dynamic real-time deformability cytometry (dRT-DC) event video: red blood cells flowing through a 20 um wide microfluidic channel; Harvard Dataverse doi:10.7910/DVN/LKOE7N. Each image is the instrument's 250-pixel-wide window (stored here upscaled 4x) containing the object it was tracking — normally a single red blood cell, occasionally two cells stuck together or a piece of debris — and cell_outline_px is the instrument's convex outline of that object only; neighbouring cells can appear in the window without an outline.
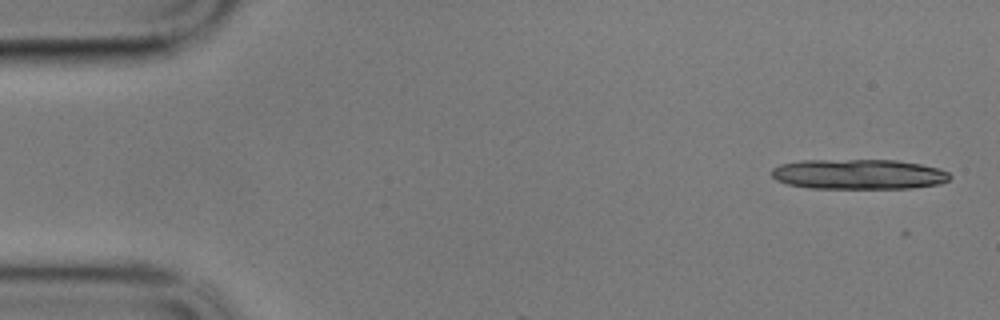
{"species": "common noctule bat (a hibernating species)", "species_latin": "Nyctalus noctula", "temperature_condition": "cold", "stored_images_in_passage": 6, "camera_frame_rate_fps": 3000, "um_per_image_px": 0.085, "animal": {"sex": "male", "body_mass_g": 17.9}, "frame": {"image": 1, "passage_image": 1, "time_ms": 0.0, "image_size_px": [1000, 320], "cell_outline_px": [[952, 176], [948, 180], [940, 184], [912, 188], [808, 188], [788, 184], [776, 180], [772, 176], [772, 168], [780, 164], [800, 160], [896, 160], [920, 164], [940, 168], [948, 172]], "centroid_in_image_um": [72.99, 14.81], "position_along_channel_um": 12.0, "area_um2": 31.44}}